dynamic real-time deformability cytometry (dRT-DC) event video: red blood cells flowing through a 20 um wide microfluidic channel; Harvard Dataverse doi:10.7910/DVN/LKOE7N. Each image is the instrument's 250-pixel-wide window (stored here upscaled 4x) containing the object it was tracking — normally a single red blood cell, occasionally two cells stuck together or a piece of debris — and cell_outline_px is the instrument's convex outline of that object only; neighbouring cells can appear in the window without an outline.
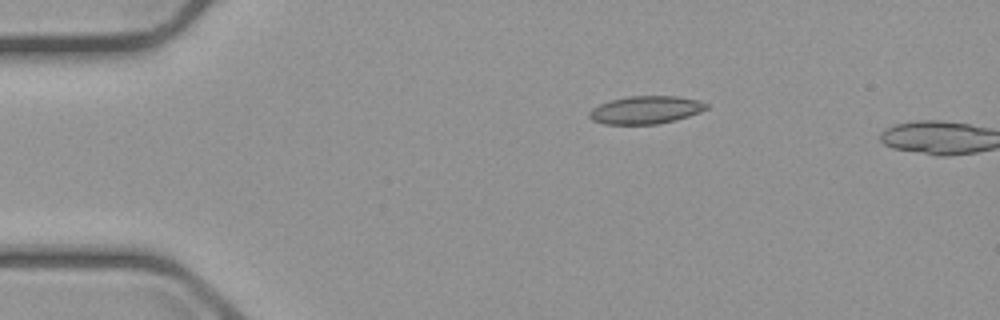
{"species": "common noctule bat (a hibernating species)", "species_latin": "Nyctalus noctula", "temperature_condition": "cold", "stored_images_in_passage": 4, "camera_frame_rate_fps": 3000, "um_per_image_px": 0.085, "animal": {"sex": "male", "body_mass_g": 23.1, "forearm_length_mm": 52.7}, "frame": {"image": 1, "passage_image": 3, "time_ms": 2.333, "image_size_px": [1000, 320], "cell_outline_px": [[708, 108], [700, 112], [676, 120], [656, 124], [604, 124], [592, 120], [588, 116], [588, 112], [592, 108], [600, 104], [612, 100], [628, 96], [676, 96], [700, 100], [708, 104]], "centroid_in_image_um": [54.89, 9.34], "position_along_channel_um": 30.1, "area_um2": 19.02}}